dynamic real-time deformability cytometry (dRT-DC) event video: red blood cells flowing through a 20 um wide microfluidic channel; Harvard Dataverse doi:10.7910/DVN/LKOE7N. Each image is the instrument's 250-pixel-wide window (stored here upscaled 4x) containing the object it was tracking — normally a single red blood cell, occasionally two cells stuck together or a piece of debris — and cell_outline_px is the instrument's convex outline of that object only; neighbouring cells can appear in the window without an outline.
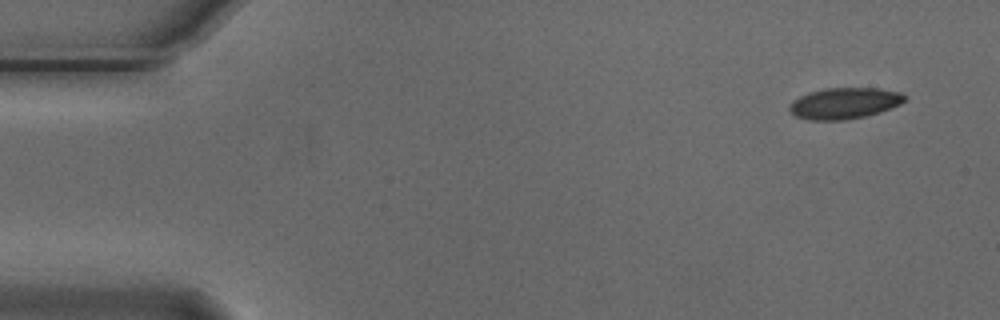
{"species": "Egyptian fruit bat (a non-hibernating species)", "species_latin": "Rousettus aegyptiacus", "temperature_condition": "cold", "stored_images_in_passage": 5, "camera_frame_rate_fps": 3000, "um_per_image_px": 0.085, "animal": {"sex": "male"}, "frame": {"image": 1, "passage_image": 1, "time_ms": 0.0, "image_size_px": [1000, 320], "cell_outline_px": [[904, 100], [900, 104], [880, 112], [864, 116], [844, 120], [808, 120], [796, 116], [788, 108], [792, 100], [808, 92], [824, 88], [876, 88], [900, 92], [904, 96]], "centroid_in_image_um": [71.73, 8.77], "position_along_channel_um": 13.3, "area_um2": 20.81}}